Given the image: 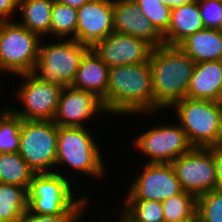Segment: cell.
Returning <instances> with one entry per match:
<instances>
[{
	"mask_svg": "<svg viewBox=\"0 0 222 222\" xmlns=\"http://www.w3.org/2000/svg\"><path fill=\"white\" fill-rule=\"evenodd\" d=\"M105 110L115 115H154L155 102L148 62L109 68Z\"/></svg>",
	"mask_w": 222,
	"mask_h": 222,
	"instance_id": "obj_1",
	"label": "cell"
},
{
	"mask_svg": "<svg viewBox=\"0 0 222 222\" xmlns=\"http://www.w3.org/2000/svg\"><path fill=\"white\" fill-rule=\"evenodd\" d=\"M155 113L186 97L195 61L178 45L153 47L149 58Z\"/></svg>",
	"mask_w": 222,
	"mask_h": 222,
	"instance_id": "obj_2",
	"label": "cell"
},
{
	"mask_svg": "<svg viewBox=\"0 0 222 222\" xmlns=\"http://www.w3.org/2000/svg\"><path fill=\"white\" fill-rule=\"evenodd\" d=\"M62 171L35 173L27 189L28 210L39 215L83 214L88 196H74V186ZM73 186V187H72Z\"/></svg>",
	"mask_w": 222,
	"mask_h": 222,
	"instance_id": "obj_3",
	"label": "cell"
},
{
	"mask_svg": "<svg viewBox=\"0 0 222 222\" xmlns=\"http://www.w3.org/2000/svg\"><path fill=\"white\" fill-rule=\"evenodd\" d=\"M170 108L193 147L221 146L222 102L185 97Z\"/></svg>",
	"mask_w": 222,
	"mask_h": 222,
	"instance_id": "obj_4",
	"label": "cell"
},
{
	"mask_svg": "<svg viewBox=\"0 0 222 222\" xmlns=\"http://www.w3.org/2000/svg\"><path fill=\"white\" fill-rule=\"evenodd\" d=\"M89 131L87 127L58 126L55 170L66 164L67 168L91 178L104 177L106 168L100 144Z\"/></svg>",
	"mask_w": 222,
	"mask_h": 222,
	"instance_id": "obj_5",
	"label": "cell"
},
{
	"mask_svg": "<svg viewBox=\"0 0 222 222\" xmlns=\"http://www.w3.org/2000/svg\"><path fill=\"white\" fill-rule=\"evenodd\" d=\"M40 43L38 60L31 72L41 82L70 86L75 80L80 62L89 50L74 39H55ZM42 44V45H41Z\"/></svg>",
	"mask_w": 222,
	"mask_h": 222,
	"instance_id": "obj_6",
	"label": "cell"
},
{
	"mask_svg": "<svg viewBox=\"0 0 222 222\" xmlns=\"http://www.w3.org/2000/svg\"><path fill=\"white\" fill-rule=\"evenodd\" d=\"M43 39L16 20L0 22V68L13 76L31 73Z\"/></svg>",
	"mask_w": 222,
	"mask_h": 222,
	"instance_id": "obj_7",
	"label": "cell"
},
{
	"mask_svg": "<svg viewBox=\"0 0 222 222\" xmlns=\"http://www.w3.org/2000/svg\"><path fill=\"white\" fill-rule=\"evenodd\" d=\"M58 125L50 120H22L19 155L34 173L54 172Z\"/></svg>",
	"mask_w": 222,
	"mask_h": 222,
	"instance_id": "obj_8",
	"label": "cell"
},
{
	"mask_svg": "<svg viewBox=\"0 0 222 222\" xmlns=\"http://www.w3.org/2000/svg\"><path fill=\"white\" fill-rule=\"evenodd\" d=\"M22 84L14 94L23 109H9L22 120H50L53 121L57 112L61 86L41 82L32 73L17 75Z\"/></svg>",
	"mask_w": 222,
	"mask_h": 222,
	"instance_id": "obj_9",
	"label": "cell"
},
{
	"mask_svg": "<svg viewBox=\"0 0 222 222\" xmlns=\"http://www.w3.org/2000/svg\"><path fill=\"white\" fill-rule=\"evenodd\" d=\"M152 127L134 137L132 142L136 150L147 156L148 163L171 164L177 157L193 148L178 123Z\"/></svg>",
	"mask_w": 222,
	"mask_h": 222,
	"instance_id": "obj_10",
	"label": "cell"
},
{
	"mask_svg": "<svg viewBox=\"0 0 222 222\" xmlns=\"http://www.w3.org/2000/svg\"><path fill=\"white\" fill-rule=\"evenodd\" d=\"M171 164L183 191L199 197L216 190L217 176L211 147H193Z\"/></svg>",
	"mask_w": 222,
	"mask_h": 222,
	"instance_id": "obj_11",
	"label": "cell"
},
{
	"mask_svg": "<svg viewBox=\"0 0 222 222\" xmlns=\"http://www.w3.org/2000/svg\"><path fill=\"white\" fill-rule=\"evenodd\" d=\"M143 168L132 181L125 200L163 202L183 191L172 164L147 162Z\"/></svg>",
	"mask_w": 222,
	"mask_h": 222,
	"instance_id": "obj_12",
	"label": "cell"
},
{
	"mask_svg": "<svg viewBox=\"0 0 222 222\" xmlns=\"http://www.w3.org/2000/svg\"><path fill=\"white\" fill-rule=\"evenodd\" d=\"M114 32L113 0H90L77 9L76 41L93 49Z\"/></svg>",
	"mask_w": 222,
	"mask_h": 222,
	"instance_id": "obj_13",
	"label": "cell"
},
{
	"mask_svg": "<svg viewBox=\"0 0 222 222\" xmlns=\"http://www.w3.org/2000/svg\"><path fill=\"white\" fill-rule=\"evenodd\" d=\"M153 46L147 41L113 32L92 50L109 68L148 62Z\"/></svg>",
	"mask_w": 222,
	"mask_h": 222,
	"instance_id": "obj_14",
	"label": "cell"
},
{
	"mask_svg": "<svg viewBox=\"0 0 222 222\" xmlns=\"http://www.w3.org/2000/svg\"><path fill=\"white\" fill-rule=\"evenodd\" d=\"M98 113L107 114L101 99L90 92L66 86L61 90L53 121L58 126L85 127L87 119L89 121Z\"/></svg>",
	"mask_w": 222,
	"mask_h": 222,
	"instance_id": "obj_15",
	"label": "cell"
},
{
	"mask_svg": "<svg viewBox=\"0 0 222 222\" xmlns=\"http://www.w3.org/2000/svg\"><path fill=\"white\" fill-rule=\"evenodd\" d=\"M114 32L143 39L153 47L164 44L163 35L142 14L133 0H113Z\"/></svg>",
	"mask_w": 222,
	"mask_h": 222,
	"instance_id": "obj_16",
	"label": "cell"
},
{
	"mask_svg": "<svg viewBox=\"0 0 222 222\" xmlns=\"http://www.w3.org/2000/svg\"><path fill=\"white\" fill-rule=\"evenodd\" d=\"M222 61L195 63L186 97L222 102Z\"/></svg>",
	"mask_w": 222,
	"mask_h": 222,
	"instance_id": "obj_17",
	"label": "cell"
},
{
	"mask_svg": "<svg viewBox=\"0 0 222 222\" xmlns=\"http://www.w3.org/2000/svg\"><path fill=\"white\" fill-rule=\"evenodd\" d=\"M108 76L109 67L89 49L83 56L75 80L70 86L95 94L102 100L107 93Z\"/></svg>",
	"mask_w": 222,
	"mask_h": 222,
	"instance_id": "obj_18",
	"label": "cell"
},
{
	"mask_svg": "<svg viewBox=\"0 0 222 222\" xmlns=\"http://www.w3.org/2000/svg\"><path fill=\"white\" fill-rule=\"evenodd\" d=\"M197 0L171 9L170 23L163 34L164 44L179 45L184 39L204 29Z\"/></svg>",
	"mask_w": 222,
	"mask_h": 222,
	"instance_id": "obj_19",
	"label": "cell"
},
{
	"mask_svg": "<svg viewBox=\"0 0 222 222\" xmlns=\"http://www.w3.org/2000/svg\"><path fill=\"white\" fill-rule=\"evenodd\" d=\"M195 63L222 61V30L204 28L178 45Z\"/></svg>",
	"mask_w": 222,
	"mask_h": 222,
	"instance_id": "obj_20",
	"label": "cell"
},
{
	"mask_svg": "<svg viewBox=\"0 0 222 222\" xmlns=\"http://www.w3.org/2000/svg\"><path fill=\"white\" fill-rule=\"evenodd\" d=\"M54 0H19L22 20L17 22L38 34L42 39L50 35L51 12Z\"/></svg>",
	"mask_w": 222,
	"mask_h": 222,
	"instance_id": "obj_21",
	"label": "cell"
},
{
	"mask_svg": "<svg viewBox=\"0 0 222 222\" xmlns=\"http://www.w3.org/2000/svg\"><path fill=\"white\" fill-rule=\"evenodd\" d=\"M34 174L18 152L0 153V183L28 189Z\"/></svg>",
	"mask_w": 222,
	"mask_h": 222,
	"instance_id": "obj_22",
	"label": "cell"
},
{
	"mask_svg": "<svg viewBox=\"0 0 222 222\" xmlns=\"http://www.w3.org/2000/svg\"><path fill=\"white\" fill-rule=\"evenodd\" d=\"M27 209L26 188L0 183V222H17Z\"/></svg>",
	"mask_w": 222,
	"mask_h": 222,
	"instance_id": "obj_23",
	"label": "cell"
},
{
	"mask_svg": "<svg viewBox=\"0 0 222 222\" xmlns=\"http://www.w3.org/2000/svg\"><path fill=\"white\" fill-rule=\"evenodd\" d=\"M76 28L77 9L54 0L51 12L50 36L57 39L76 40Z\"/></svg>",
	"mask_w": 222,
	"mask_h": 222,
	"instance_id": "obj_24",
	"label": "cell"
},
{
	"mask_svg": "<svg viewBox=\"0 0 222 222\" xmlns=\"http://www.w3.org/2000/svg\"><path fill=\"white\" fill-rule=\"evenodd\" d=\"M161 203L164 210V221L197 219V197L191 193L182 191Z\"/></svg>",
	"mask_w": 222,
	"mask_h": 222,
	"instance_id": "obj_25",
	"label": "cell"
},
{
	"mask_svg": "<svg viewBox=\"0 0 222 222\" xmlns=\"http://www.w3.org/2000/svg\"><path fill=\"white\" fill-rule=\"evenodd\" d=\"M22 119L10 109L0 110V153L18 152Z\"/></svg>",
	"mask_w": 222,
	"mask_h": 222,
	"instance_id": "obj_26",
	"label": "cell"
},
{
	"mask_svg": "<svg viewBox=\"0 0 222 222\" xmlns=\"http://www.w3.org/2000/svg\"><path fill=\"white\" fill-rule=\"evenodd\" d=\"M122 208L137 222H164V210L160 201L124 200Z\"/></svg>",
	"mask_w": 222,
	"mask_h": 222,
	"instance_id": "obj_27",
	"label": "cell"
},
{
	"mask_svg": "<svg viewBox=\"0 0 222 222\" xmlns=\"http://www.w3.org/2000/svg\"><path fill=\"white\" fill-rule=\"evenodd\" d=\"M142 14L163 35L170 23L171 8L160 0H133Z\"/></svg>",
	"mask_w": 222,
	"mask_h": 222,
	"instance_id": "obj_28",
	"label": "cell"
},
{
	"mask_svg": "<svg viewBox=\"0 0 222 222\" xmlns=\"http://www.w3.org/2000/svg\"><path fill=\"white\" fill-rule=\"evenodd\" d=\"M198 222H222V192L211 190L197 197Z\"/></svg>",
	"mask_w": 222,
	"mask_h": 222,
	"instance_id": "obj_29",
	"label": "cell"
},
{
	"mask_svg": "<svg viewBox=\"0 0 222 222\" xmlns=\"http://www.w3.org/2000/svg\"><path fill=\"white\" fill-rule=\"evenodd\" d=\"M205 28L222 30V0H197Z\"/></svg>",
	"mask_w": 222,
	"mask_h": 222,
	"instance_id": "obj_30",
	"label": "cell"
},
{
	"mask_svg": "<svg viewBox=\"0 0 222 222\" xmlns=\"http://www.w3.org/2000/svg\"><path fill=\"white\" fill-rule=\"evenodd\" d=\"M81 217L82 214L39 215L27 209L17 222H78Z\"/></svg>",
	"mask_w": 222,
	"mask_h": 222,
	"instance_id": "obj_31",
	"label": "cell"
},
{
	"mask_svg": "<svg viewBox=\"0 0 222 222\" xmlns=\"http://www.w3.org/2000/svg\"><path fill=\"white\" fill-rule=\"evenodd\" d=\"M18 8L19 0H0V22L14 21L12 18Z\"/></svg>",
	"mask_w": 222,
	"mask_h": 222,
	"instance_id": "obj_32",
	"label": "cell"
},
{
	"mask_svg": "<svg viewBox=\"0 0 222 222\" xmlns=\"http://www.w3.org/2000/svg\"><path fill=\"white\" fill-rule=\"evenodd\" d=\"M211 153L217 176L216 190L222 192V145L211 147Z\"/></svg>",
	"mask_w": 222,
	"mask_h": 222,
	"instance_id": "obj_33",
	"label": "cell"
},
{
	"mask_svg": "<svg viewBox=\"0 0 222 222\" xmlns=\"http://www.w3.org/2000/svg\"><path fill=\"white\" fill-rule=\"evenodd\" d=\"M164 5L169 6L171 9L174 7L182 6L194 2L195 0H160Z\"/></svg>",
	"mask_w": 222,
	"mask_h": 222,
	"instance_id": "obj_34",
	"label": "cell"
},
{
	"mask_svg": "<svg viewBox=\"0 0 222 222\" xmlns=\"http://www.w3.org/2000/svg\"><path fill=\"white\" fill-rule=\"evenodd\" d=\"M56 1H58L61 4L79 9L82 5H84L90 0H56Z\"/></svg>",
	"mask_w": 222,
	"mask_h": 222,
	"instance_id": "obj_35",
	"label": "cell"
},
{
	"mask_svg": "<svg viewBox=\"0 0 222 222\" xmlns=\"http://www.w3.org/2000/svg\"><path fill=\"white\" fill-rule=\"evenodd\" d=\"M122 213L120 214L119 222H137L134 221L123 209L121 211Z\"/></svg>",
	"mask_w": 222,
	"mask_h": 222,
	"instance_id": "obj_36",
	"label": "cell"
},
{
	"mask_svg": "<svg viewBox=\"0 0 222 222\" xmlns=\"http://www.w3.org/2000/svg\"><path fill=\"white\" fill-rule=\"evenodd\" d=\"M164 222H198V221L197 219H182V220L164 221Z\"/></svg>",
	"mask_w": 222,
	"mask_h": 222,
	"instance_id": "obj_37",
	"label": "cell"
}]
</instances>
